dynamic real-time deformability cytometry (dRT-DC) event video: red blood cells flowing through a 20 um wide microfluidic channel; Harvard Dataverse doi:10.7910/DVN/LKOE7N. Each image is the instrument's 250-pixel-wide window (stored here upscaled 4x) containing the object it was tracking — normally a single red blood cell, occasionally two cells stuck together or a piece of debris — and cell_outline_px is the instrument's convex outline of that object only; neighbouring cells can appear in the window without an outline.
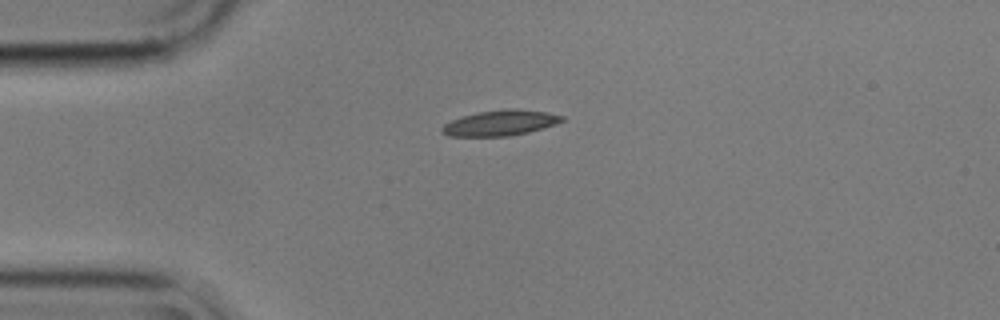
{"species": "common noctule bat (a hibernating species)", "species_latin": "Nyctalus noctula", "temperature_condition": "cold", "stored_images_in_passage": 4, "camera_frame_rate_fps": 3000, "um_per_image_px": 0.085, "animal": {"sex": "male", "body_mass_g": 17.9}, "frame": {"image": 1, "passage_image": 1, "time_ms": 0.0, "image_size_px": [1000, 320], "cell_outline_px": [[564, 120], [556, 124], [544, 128], [528, 132], [508, 136], [448, 136], [440, 132], [440, 128], [444, 124], [452, 120], [476, 112], [508, 108], [512, 108], [548, 112], [564, 116]], "centroid_in_image_um": [42.53, 10.44], "position_along_channel_um": 42.5, "area_um2": 17.92}}
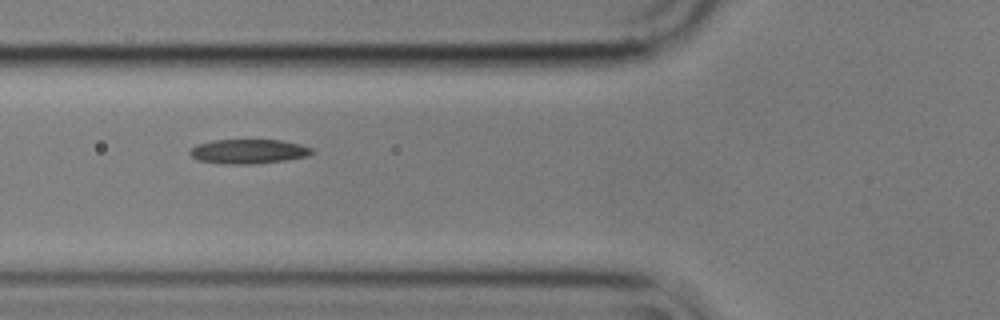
{"frame": {"image": 2, "passage_image": 3, "time_ms": 0.667, "image_size_px": [1000, 320], "cell_outline_px": [[316, 152], [308, 156], [284, 160], [256, 164], [224, 164], [196, 160], [188, 152], [196, 144], [212, 140], [280, 140], [300, 144], [312, 148]], "centroid_in_image_um": [21.12, 12.87], "position_along_channel_um": 104.7, "area_um2": 17.51}}
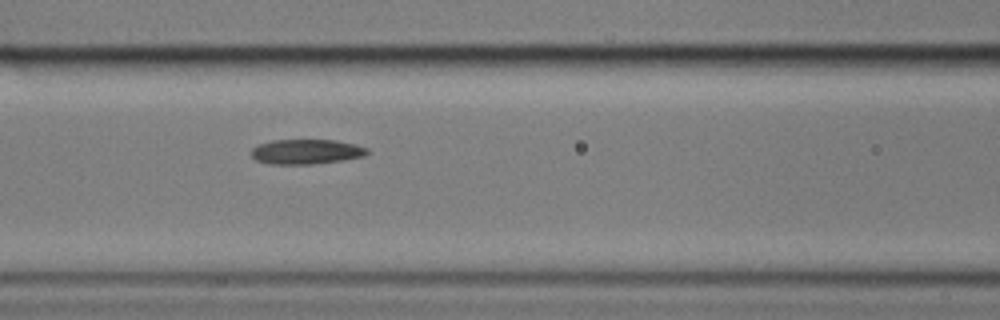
{"frame": {"image": 3, "passage_image": 4, "time_ms": 1.0, "image_size_px": [1000, 320], "cell_outline_px": [[368, 152], [364, 156], [344, 160], [312, 164], [268, 164], [256, 160], [252, 156], [252, 148], [260, 144], [272, 140], [336, 140], [356, 144], [368, 148]], "centroid_in_image_um": [26.05, 12.89], "position_along_channel_um": 140.6, "area_um2": 16.82}}